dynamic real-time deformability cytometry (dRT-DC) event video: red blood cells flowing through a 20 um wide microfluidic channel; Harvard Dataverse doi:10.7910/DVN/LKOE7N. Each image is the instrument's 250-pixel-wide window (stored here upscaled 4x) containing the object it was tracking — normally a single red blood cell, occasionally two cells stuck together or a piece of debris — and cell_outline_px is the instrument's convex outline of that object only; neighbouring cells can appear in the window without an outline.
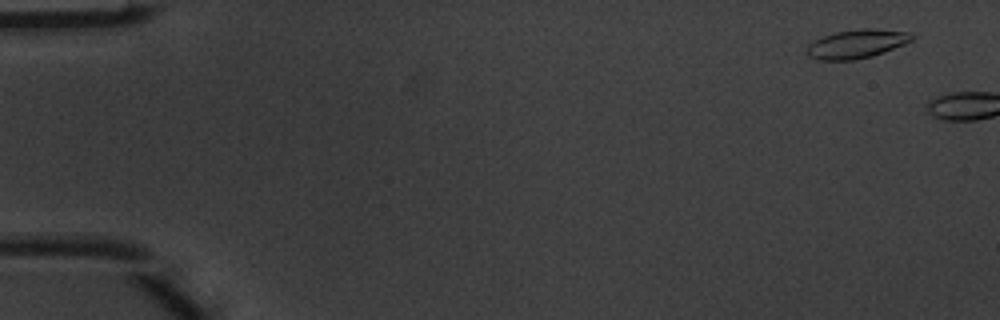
{"species": "common noctule bat (a hibernating species)", "species_latin": "Nyctalus noctula", "temperature_condition": "warm", "stored_images_in_passage": 4, "camera_frame_rate_fps": 3000, "um_per_image_px": 0.085, "animal": {"sex": "male", "body_mass_g": 20.1, "forearm_length_mm": 53.5}, "frame": {"image": 1, "passage_image": 1, "time_ms": 0.0, "image_size_px": [1000, 320], "cell_outline_px": [[916, 36], [912, 40], [904, 44], [884, 52], [872, 56], [852, 60], [816, 60], [808, 56], [808, 44], [824, 36], [836, 32], [864, 28], [868, 28], [908, 32]], "centroid_in_image_um": [72.83, 3.74], "position_along_channel_um": 12.2, "area_um2": 17.4}}